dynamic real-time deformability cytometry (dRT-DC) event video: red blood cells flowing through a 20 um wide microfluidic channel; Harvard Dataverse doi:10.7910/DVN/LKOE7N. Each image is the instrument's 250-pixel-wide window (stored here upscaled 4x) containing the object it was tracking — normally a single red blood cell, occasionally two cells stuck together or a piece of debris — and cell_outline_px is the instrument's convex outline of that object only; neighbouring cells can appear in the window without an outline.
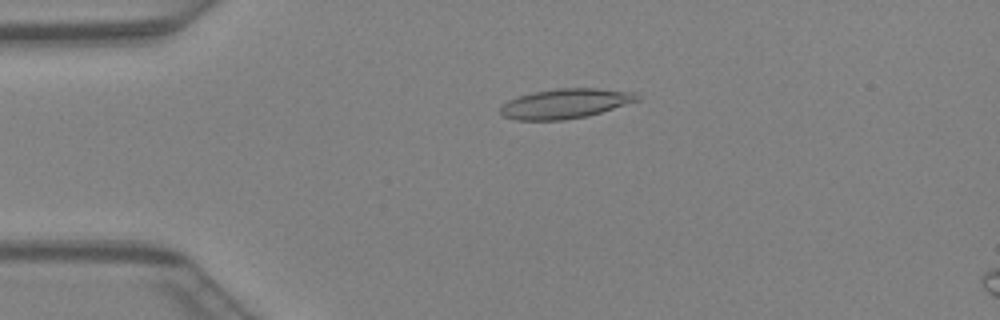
{"species": "Egyptian fruit bat (a non-hibernating species)", "species_latin": "Rousettus aegyptiacus", "temperature_condition": "warm", "stored_images_in_passage": 33, "camera_frame_rate_fps": 3000, "um_per_image_px": 0.085, "animal": {"sex": "female"}, "frame": {"image": 1, "passage_image": 4, "time_ms": 1.0, "image_size_px": [1000, 320], "cell_outline_px": [[640, 100], [588, 116], [564, 120], [516, 120], [500, 116], [500, 108], [508, 100], [520, 96], [536, 92], [556, 88], [596, 88], [636, 92], [640, 96]], "centroid_in_image_um": [48.07, 8.81], "position_along_channel_um": 36.9, "area_um2": 23.76}}
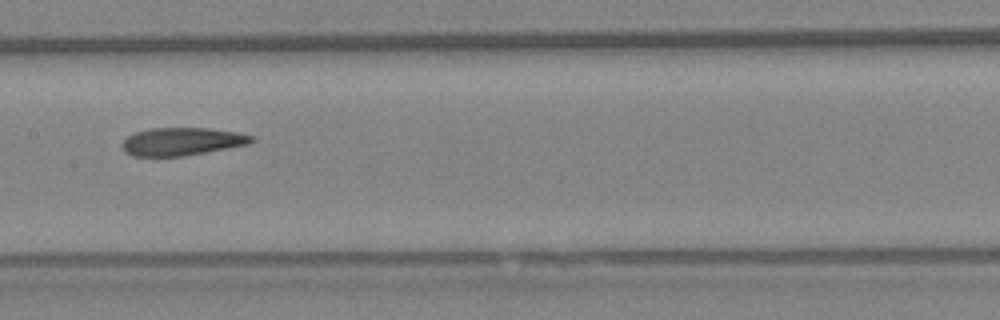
{"frame": {"image": 2, "passage_image": 16, "time_ms": 5.0, "image_size_px": [1000, 320], "cell_outline_px": [[256, 140], [248, 144], [228, 148], [184, 156], [132, 156], [124, 152], [120, 144], [128, 136], [136, 132], [152, 128], [208, 128], [236, 132], [252, 136]], "centroid_in_image_um": [15.44, 12.03], "position_along_channel_um": 192.0, "area_um2": 20.98}}
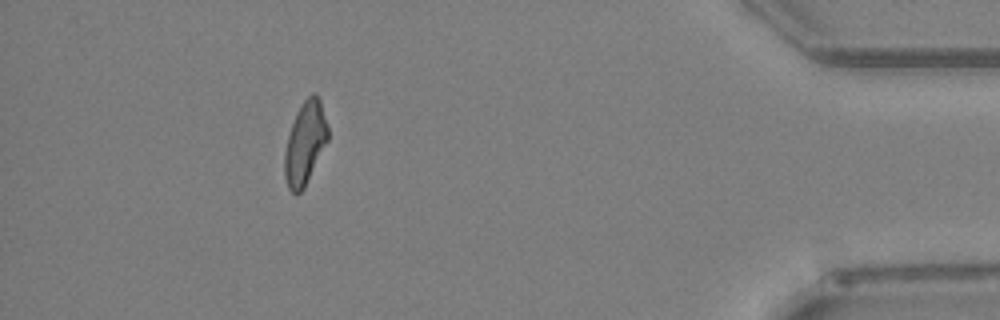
{"frame": {"image": 3, "passage_image": 33, "time_ms": 10.667, "image_size_px": [1000, 320], "cell_outline_px": [[328, 140], [304, 188], [296, 196], [288, 188], [284, 176], [284, 152], [288, 136], [296, 112], [304, 100], [312, 92], [316, 92], [320, 100], [328, 128]], "centroid_in_image_um": [25.92, 12.17], "position_along_channel_um": 409.3, "area_um2": 20.87}}